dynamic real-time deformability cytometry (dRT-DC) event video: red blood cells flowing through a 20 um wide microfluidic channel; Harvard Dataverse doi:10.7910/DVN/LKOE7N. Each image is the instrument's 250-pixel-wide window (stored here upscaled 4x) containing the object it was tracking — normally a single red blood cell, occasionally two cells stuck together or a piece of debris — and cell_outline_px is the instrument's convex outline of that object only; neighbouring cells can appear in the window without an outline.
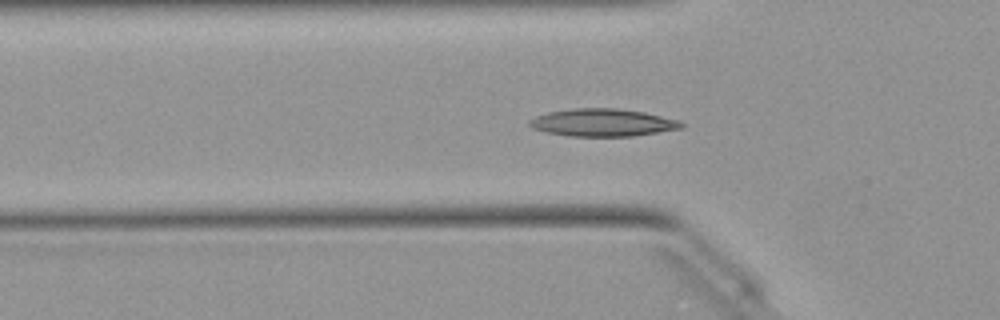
{"species": "Egyptian fruit bat (a non-hibernating species)", "species_latin": "Rousettus aegyptiacus", "temperature_condition": "warm", "stored_images_in_passage": 36, "camera_frame_rate_fps": 3000, "um_per_image_px": 0.085, "animal": {"sex": "female"}, "frame": {"image": 1, "passage_image": 2, "time_ms": 0.333, "image_size_px": [1000, 320], "cell_outline_px": [[684, 128], [632, 136], [568, 136], [544, 132], [532, 128], [528, 124], [528, 120], [536, 116], [548, 112], [576, 108], [616, 108], [644, 112], [680, 120], [684, 124]], "centroid_in_image_um": [51.22, 10.42], "position_along_channel_um": 74.6, "area_um2": 24.51}}
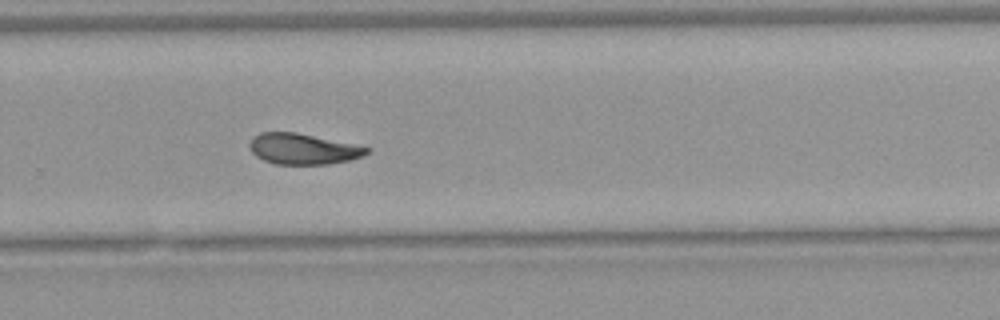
{"frame": {"image": 2, "passage_image": 19, "time_ms": 6.0, "image_size_px": [1000, 320], "cell_outline_px": [[368, 152], [364, 156], [348, 160], [328, 164], [276, 164], [264, 160], [256, 156], [252, 152], [248, 144], [252, 136], [260, 132], [296, 132], [352, 144], [368, 148]], "centroid_in_image_um": [25.69, 12.65], "position_along_channel_um": 304.1, "area_um2": 20.81}}
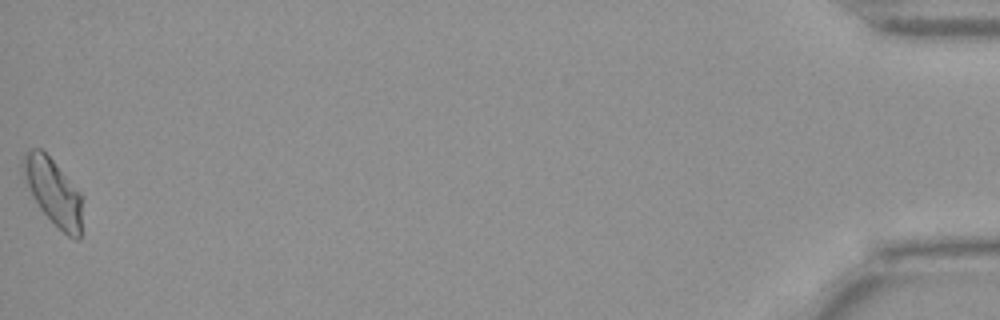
{"frame": {"image": 3, "passage_image": 36, "time_ms": 11.667, "image_size_px": [1000, 320], "cell_outline_px": [[80, 240], [76, 240], [68, 236], [40, 208], [32, 196], [24, 176], [20, 164], [24, 152], [32, 148], [40, 148], [52, 160], [80, 192]], "centroid_in_image_um": [4.48, 16.26], "position_along_channel_um": 430.7, "area_um2": 22.2}, "authors_computed_cell_mechanics": {"area_um2": 21.7906, "velocity_mm_per_s": 4.0589, "shape_relaxation_time_tau1_ms": null, "shape_relaxation_time_tau2_ms": 3.7308, "deformation_change_tau1": null, "deformation_change_tau2": 0.0999}}